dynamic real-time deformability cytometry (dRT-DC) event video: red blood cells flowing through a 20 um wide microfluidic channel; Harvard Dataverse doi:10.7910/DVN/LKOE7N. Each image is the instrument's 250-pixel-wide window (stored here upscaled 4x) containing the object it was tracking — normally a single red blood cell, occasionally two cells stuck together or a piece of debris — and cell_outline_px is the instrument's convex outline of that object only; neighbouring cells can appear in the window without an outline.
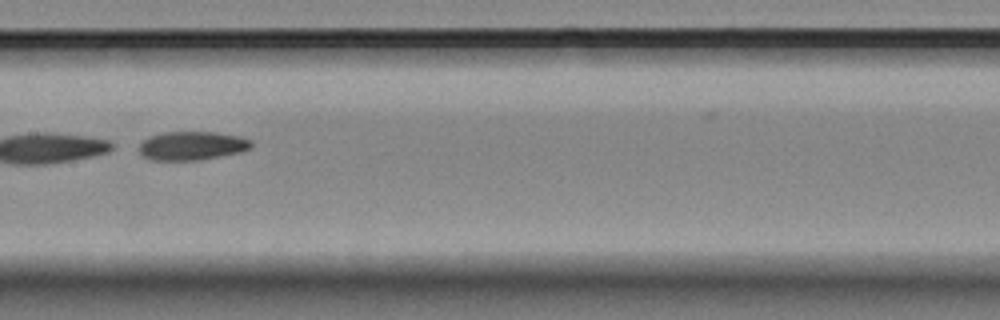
{"species": "Egyptian fruit bat (a non-hibernating species)", "species_latin": "Rousettus aegyptiacus", "temperature_condition": "room temperature", "stored_images_in_passage": 11, "segment_of_instrument_passage": [2, 2], "camera_frame_rate_fps": 3000, "um_per_image_px": 0.085, "animal": {"sex": "female"}, "frame": {"image": 1, "passage_image": 5, "time_ms": 1.333, "image_size_px": [1000, 320], "cell_outline_px": [[252, 148], [240, 152], [200, 160], [148, 160], [140, 156], [140, 144], [148, 136], [164, 132], [212, 132], [240, 136], [252, 140]], "centroid_in_image_um": [16.3, 12.39], "position_along_channel_um": 191.1, "area_um2": 18.9}}
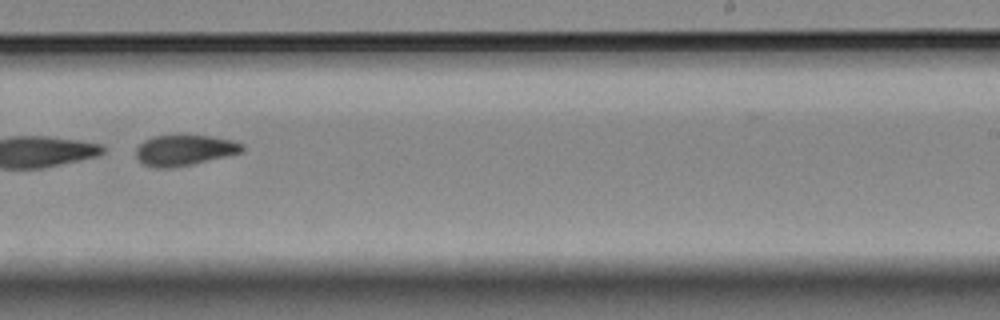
{"frame": {"image": 2, "passage_image": 7, "time_ms": 2.0, "image_size_px": [1000, 320], "cell_outline_px": [[244, 148], [240, 152], [192, 164], [172, 168], [152, 168], [140, 164], [136, 156], [136, 148], [144, 140], [152, 136], [180, 132], [212, 136], [232, 140], [244, 144]], "centroid_in_image_um": [15.6, 12.72], "position_along_channel_um": 273.4, "area_um2": 19.77}}
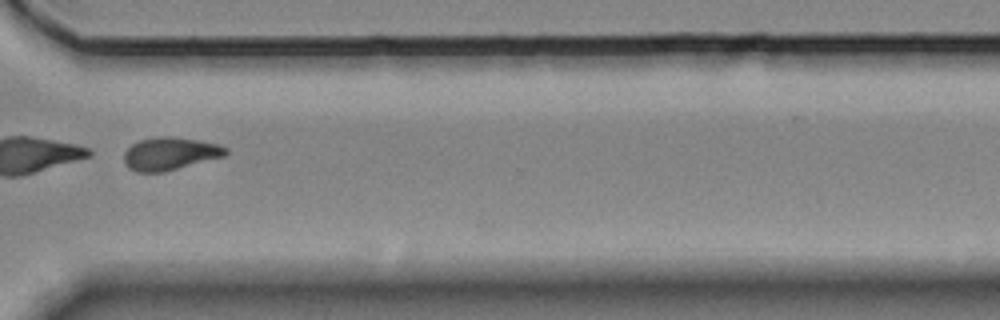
{"frame": {"image": 3, "passage_image": 9, "time_ms": 2.667, "image_size_px": [1000, 320], "cell_outline_px": [[228, 152], [224, 156], [164, 172], [136, 172], [128, 168], [124, 164], [124, 152], [132, 144], [140, 140], [156, 136], [172, 136], [220, 144], [228, 148]], "centroid_in_image_um": [14.43, 13.06], "position_along_channel_um": 356.2, "area_um2": 19.54}}